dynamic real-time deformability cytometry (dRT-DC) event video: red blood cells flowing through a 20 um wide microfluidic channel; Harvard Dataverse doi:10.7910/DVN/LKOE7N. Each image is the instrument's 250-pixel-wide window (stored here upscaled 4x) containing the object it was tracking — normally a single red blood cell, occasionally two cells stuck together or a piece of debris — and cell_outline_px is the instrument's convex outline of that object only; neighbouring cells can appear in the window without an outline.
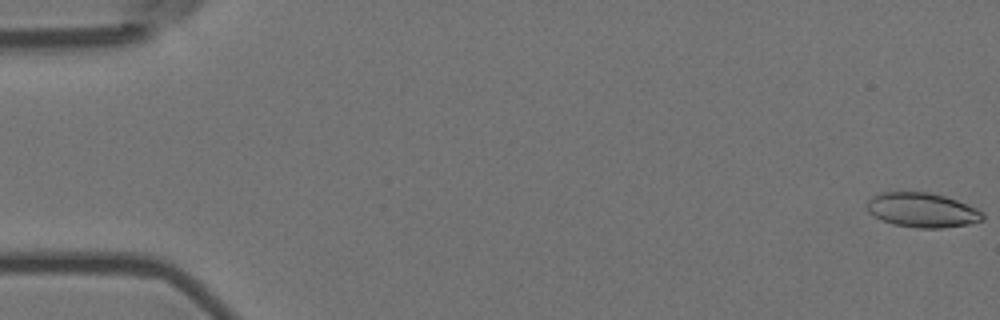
{"species": "Egyptian fruit bat (a non-hibernating species)", "species_latin": "Rousettus aegyptiacus", "temperature_condition": "room temperature", "stored_images_in_passage": 6, "camera_frame_rate_fps": 3000, "um_per_image_px": 0.085, "animal": {"sex": "female"}, "frame": {"image": 1, "passage_image": 1, "time_ms": 0.0, "image_size_px": [1000, 320], "cell_outline_px": [[984, 220], [968, 224], [940, 228], [916, 228], [892, 224], [872, 216], [868, 212], [868, 200], [872, 196], [880, 192], [928, 192], [944, 196], [956, 200], [976, 208], [984, 212]], "centroid_in_image_um": [78.38, 17.86], "position_along_channel_um": 6.6, "area_um2": 23.35}}